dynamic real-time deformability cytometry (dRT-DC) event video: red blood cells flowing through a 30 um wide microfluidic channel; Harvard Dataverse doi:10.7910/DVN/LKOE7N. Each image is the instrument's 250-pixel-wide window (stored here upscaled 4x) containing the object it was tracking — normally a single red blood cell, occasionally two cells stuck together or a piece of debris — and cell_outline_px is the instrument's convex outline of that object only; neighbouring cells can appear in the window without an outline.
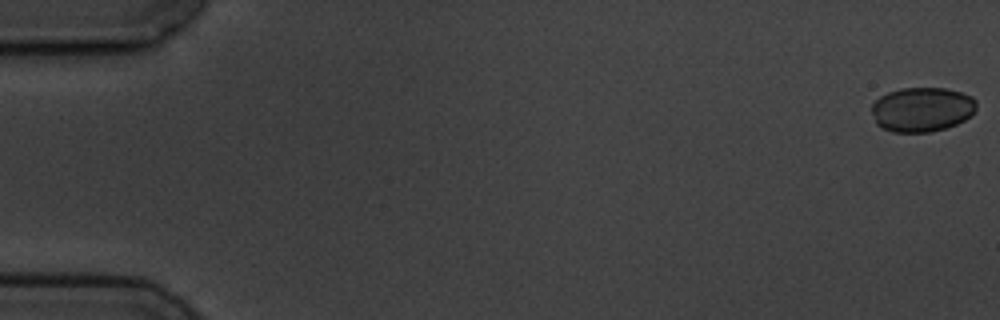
{"species": "common noctule bat (a hibernating species)", "species_latin": "Nyctalus noctula", "temperature_condition": "cold", "stored_images_in_passage": 5, "camera_frame_rate_fps": 3000, "um_per_image_px": 0.085, "animal": {"sex": "male", "body_mass_g": 19.5, "forearm_length_mm": 54.6}, "frame": {"image": 1, "passage_image": 1, "time_ms": 0.0, "image_size_px": [1000, 320], "cell_outline_px": [[976, 108], [972, 116], [956, 124], [932, 132], [892, 132], [880, 128], [876, 124], [872, 112], [872, 104], [880, 96], [888, 92], [900, 88], [944, 88], [960, 92], [972, 96], [976, 100]], "centroid_in_image_um": [78.36, 9.31], "position_along_channel_um": 6.6, "area_um2": 27.4}}